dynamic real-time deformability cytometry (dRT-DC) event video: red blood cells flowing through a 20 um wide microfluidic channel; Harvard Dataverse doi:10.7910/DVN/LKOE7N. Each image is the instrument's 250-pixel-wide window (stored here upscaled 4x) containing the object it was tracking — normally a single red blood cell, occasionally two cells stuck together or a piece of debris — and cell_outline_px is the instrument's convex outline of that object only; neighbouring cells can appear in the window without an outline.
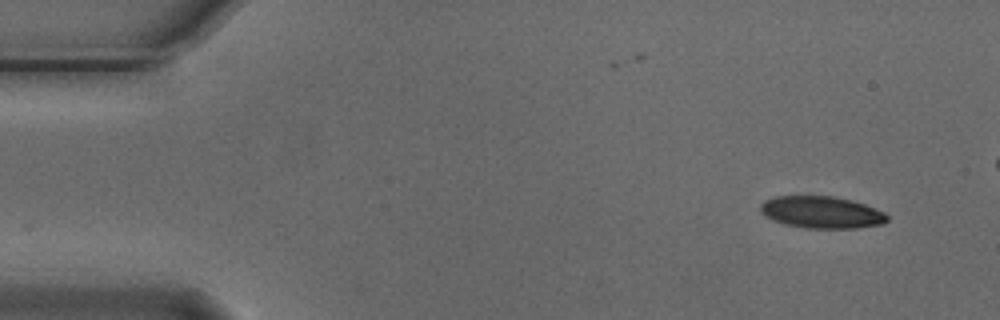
{"species": "Egyptian fruit bat (a non-hibernating species)", "species_latin": "Rousettus aegyptiacus", "temperature_condition": "cold", "stored_images_in_passage": 5, "camera_frame_rate_fps": 3000, "um_per_image_px": 0.085, "animal": {"sex": "male"}, "frame": {"image": 1, "passage_image": 1, "time_ms": 0.0, "image_size_px": [1000, 320], "cell_outline_px": [[888, 220], [884, 224], [856, 228], [808, 228], [788, 224], [772, 220], [760, 212], [760, 204], [764, 200], [776, 196], [832, 196], [852, 200], [864, 204], [884, 212], [888, 216]], "centroid_in_image_um": [69.84, 18.04], "position_along_channel_um": 15.2, "area_um2": 23.58}}